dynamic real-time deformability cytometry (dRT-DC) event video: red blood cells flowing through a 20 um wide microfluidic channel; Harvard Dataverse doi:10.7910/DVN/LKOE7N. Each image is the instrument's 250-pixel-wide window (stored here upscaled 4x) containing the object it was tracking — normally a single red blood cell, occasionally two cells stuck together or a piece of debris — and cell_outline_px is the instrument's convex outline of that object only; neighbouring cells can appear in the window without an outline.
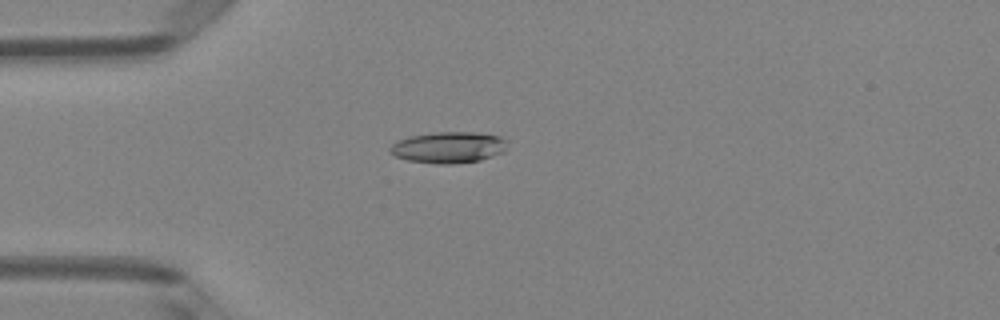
{"species": "Egyptian fruit bat (a non-hibernating species)", "species_latin": "Rousettus aegyptiacus", "temperature_condition": "room temperature", "stored_images_in_passage": 4, "camera_frame_rate_fps": 3000, "um_per_image_px": 0.085, "animal": {"sex": "female"}, "frame": {"image": 1, "passage_image": 4, "time_ms": 1.0, "image_size_px": [1000, 320], "cell_outline_px": [[508, 140], [504, 152], [480, 160], [452, 164], [436, 164], [408, 160], [396, 156], [388, 152], [388, 148], [392, 144], [400, 140], [412, 136], [436, 132], [472, 132], [500, 136]], "centroid_in_image_um": [38.14, 12.53], "position_along_channel_um": 46.9, "area_um2": 21.33}}